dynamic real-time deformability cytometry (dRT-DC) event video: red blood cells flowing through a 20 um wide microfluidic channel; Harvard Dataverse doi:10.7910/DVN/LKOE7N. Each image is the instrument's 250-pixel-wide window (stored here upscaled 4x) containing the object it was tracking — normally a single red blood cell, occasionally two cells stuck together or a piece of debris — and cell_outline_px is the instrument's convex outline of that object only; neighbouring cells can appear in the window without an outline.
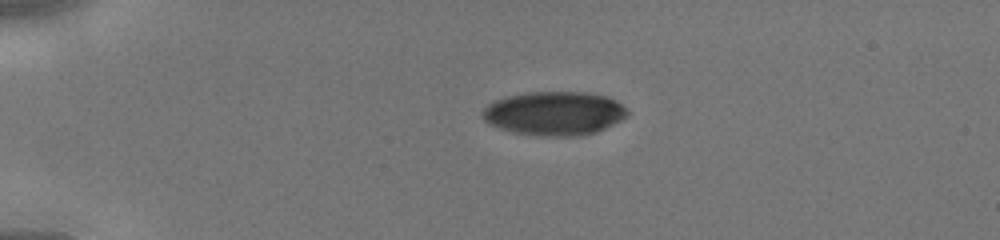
{"species": "human", "species_latin": "Homo sapiens", "temperature_condition": "cold", "stored_images_in_passage": 35, "camera_frame_rate_fps": 3000, "um_per_image_px": 0.085, "donor": {"sex": "male"}, "frame": {"image": 1, "passage_image": 1, "time_ms": 0.0, "image_size_px": [1000, 240], "cell_outline_px": [[628, 116], [596, 132], [580, 136], [536, 136], [512, 132], [488, 124], [480, 116], [480, 112], [488, 104], [504, 96], [528, 92], [588, 92], [608, 96], [616, 100], [628, 112]], "centroid_in_image_um": [47.07, 9.63], "position_along_channel_um": 37.9, "area_um2": 37.34}}
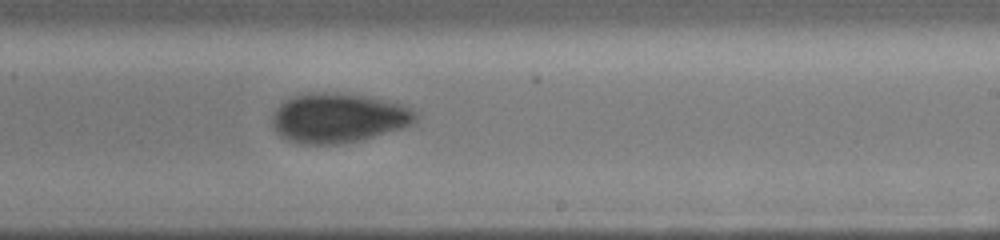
{"frame": {"image": 2, "passage_image": 19, "time_ms": 6.0, "image_size_px": [1000, 240], "cell_outline_px": [[420, 116], [412, 124], [400, 128], [360, 140], [336, 144], [304, 144], [288, 140], [280, 136], [272, 128], [272, 112], [284, 100], [292, 96], [308, 92], [336, 92], [368, 96], [408, 104], [420, 112]], "centroid_in_image_um": [28.78, 9.99], "position_along_channel_um": 260.2, "area_um2": 42.19}}
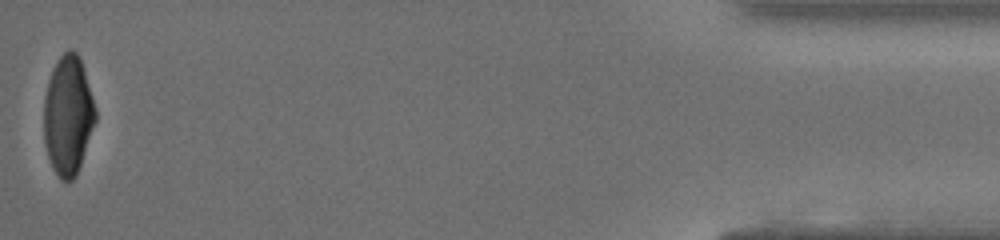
{"frame": {"image": 3, "passage_image": 35, "time_ms": 11.333, "image_size_px": [1000, 240], "cell_outline_px": [[96, 120], [76, 176], [72, 180], [60, 180], [52, 168], [48, 156], [44, 140], [44, 96], [48, 80], [52, 68], [60, 56], [68, 48], [72, 48], [80, 56], [84, 68], [96, 108]], "centroid_in_image_um": [5.78, 9.77], "position_along_channel_um": 429.4, "area_um2": 36.07}}